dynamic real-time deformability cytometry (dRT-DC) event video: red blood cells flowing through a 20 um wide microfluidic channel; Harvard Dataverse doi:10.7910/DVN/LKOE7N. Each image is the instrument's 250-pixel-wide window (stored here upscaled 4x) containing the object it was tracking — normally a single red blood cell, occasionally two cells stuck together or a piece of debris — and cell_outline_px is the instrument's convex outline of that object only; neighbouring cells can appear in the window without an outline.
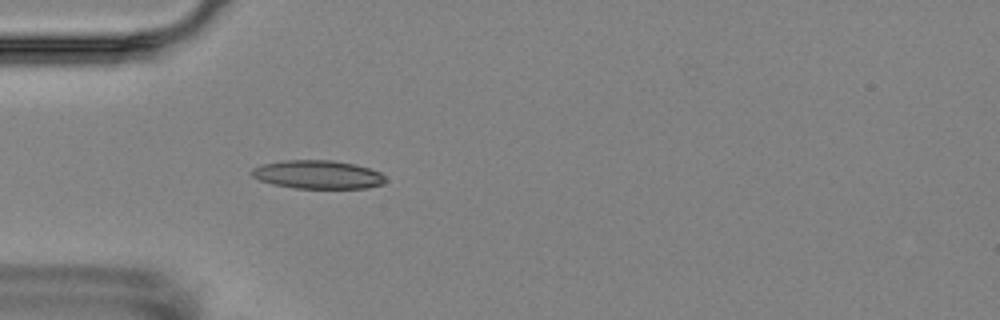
{"species": "Egyptian fruit bat (a non-hibernating species)", "species_latin": "Rousettus aegyptiacus", "temperature_condition": "room temperature", "stored_images_in_passage": 1, "camera_frame_rate_fps": 3000, "um_per_image_px": 0.085, "animal": {"sex": "female"}, "frame": {"image": 1, "passage_image": 1, "time_ms": 0.0, "image_size_px": [1000, 320], "cell_outline_px": [[388, 180], [384, 184], [368, 188], [296, 188], [272, 184], [260, 180], [252, 176], [252, 168], [260, 164], [288, 160], [332, 160], [356, 164], [380, 172]], "centroid_in_image_um": [27.04, 14.84], "position_along_channel_um": 58.0, "area_um2": 22.25}}